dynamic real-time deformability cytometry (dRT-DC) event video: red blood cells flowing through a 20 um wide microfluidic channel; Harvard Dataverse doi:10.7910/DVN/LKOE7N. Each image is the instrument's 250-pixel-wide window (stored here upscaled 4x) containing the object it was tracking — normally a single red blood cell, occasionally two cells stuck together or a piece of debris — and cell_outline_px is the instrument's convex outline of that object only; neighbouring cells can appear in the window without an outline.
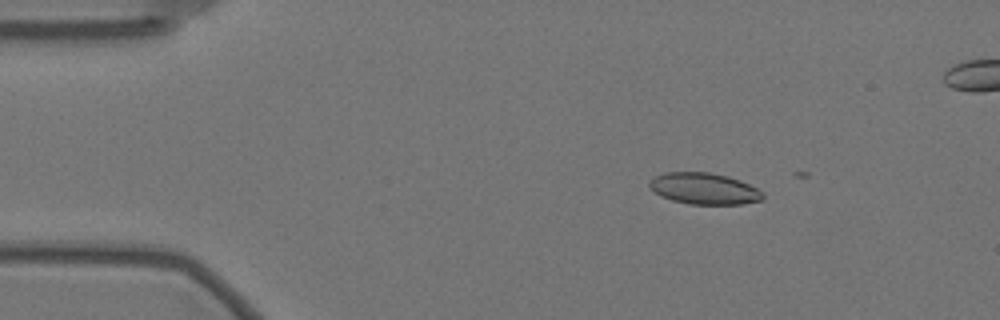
{"species": "Egyptian fruit bat (a non-hibernating species)", "species_latin": "Rousettus aegyptiacus", "temperature_condition": "warm", "stored_images_in_passage": 10, "camera_frame_rate_fps": 3000, "um_per_image_px": 0.085, "animal": {"sex": "female"}, "frame": {"image": 1, "passage_image": 9, "time_ms": 2.667, "image_size_px": [1000, 320], "cell_outline_px": [[764, 200], [744, 204], [688, 204], [672, 200], [660, 196], [648, 188], [648, 180], [664, 172], [708, 172], [728, 176], [740, 180], [764, 192]], "centroid_in_image_um": [59.84, 16.03], "position_along_channel_um": 25.2, "area_um2": 21.04}}